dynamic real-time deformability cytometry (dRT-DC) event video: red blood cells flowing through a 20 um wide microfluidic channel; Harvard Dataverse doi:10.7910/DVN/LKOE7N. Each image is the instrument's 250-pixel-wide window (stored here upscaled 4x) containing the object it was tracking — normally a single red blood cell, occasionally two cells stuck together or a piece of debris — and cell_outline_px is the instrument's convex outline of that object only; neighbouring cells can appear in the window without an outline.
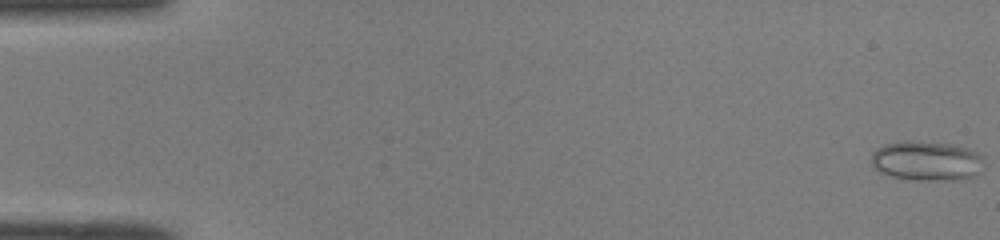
{"species": "common noctule bat (a hibernating species)", "species_latin": "Nyctalus noctula", "temperature_condition": "room temperature", "stored_images_in_passage": 50, "camera_frame_rate_fps": 3000, "um_per_image_px": 0.085, "animal": {"sex": "male", "body_mass_g": 19.0, "forearm_length_mm": 50.8}, "frame": {"image": 1, "passage_image": 1, "time_ms": 0.0, "image_size_px": [1000, 240], "cell_outline_px": [[984, 160], [976, 176], [956, 180], [908, 180], [888, 176], [880, 172], [872, 164], [872, 152], [876, 148], [884, 144], [900, 140], [916, 140], [952, 144], [968, 148], [984, 156]], "centroid_in_image_um": [78.74, 13.66], "position_along_channel_um": 6.3, "area_um2": 26.59}}
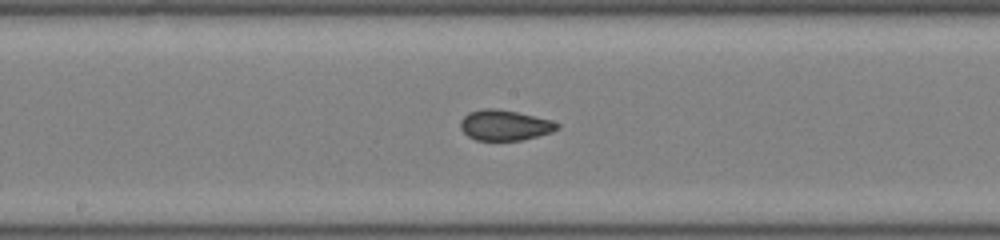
{"frame": {"image": 2, "passage_image": 27, "time_ms": 8.667, "image_size_px": [1000, 240], "cell_outline_px": [[560, 128], [552, 132], [520, 140], [476, 140], [468, 136], [460, 128], [460, 120], [468, 112], [484, 108], [496, 108], [516, 112], [552, 120], [560, 124]], "centroid_in_image_um": [42.89, 10.63], "position_along_channel_um": 205.3, "area_um2": 17.17}}
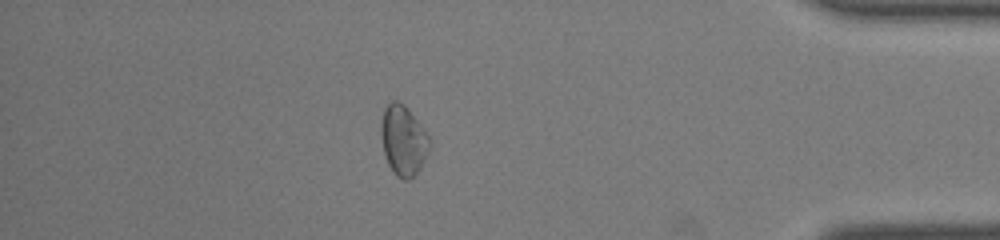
{"frame": {"image": 3, "passage_image": 44, "time_ms": 14.333, "image_size_px": [1000, 240], "cell_outline_px": [[432, 140], [420, 168], [408, 180], [404, 180], [396, 176], [388, 164], [384, 156], [380, 132], [380, 124], [384, 108], [392, 100], [396, 100], [404, 104], [408, 108]], "centroid_in_image_um": [34.25, 11.91], "position_along_channel_um": 400.9, "area_um2": 19.83}, "authors_computed_cell_mechanics": {"area_um2": 18.6116, "velocity_mm_per_s": 4.0988, "shape_relaxation_time_tau1_ms": null, "shape_relaxation_time_tau2_ms": 0.9489, "deformation_change_tau1": null, "deformation_change_tau2": 0.0484}}